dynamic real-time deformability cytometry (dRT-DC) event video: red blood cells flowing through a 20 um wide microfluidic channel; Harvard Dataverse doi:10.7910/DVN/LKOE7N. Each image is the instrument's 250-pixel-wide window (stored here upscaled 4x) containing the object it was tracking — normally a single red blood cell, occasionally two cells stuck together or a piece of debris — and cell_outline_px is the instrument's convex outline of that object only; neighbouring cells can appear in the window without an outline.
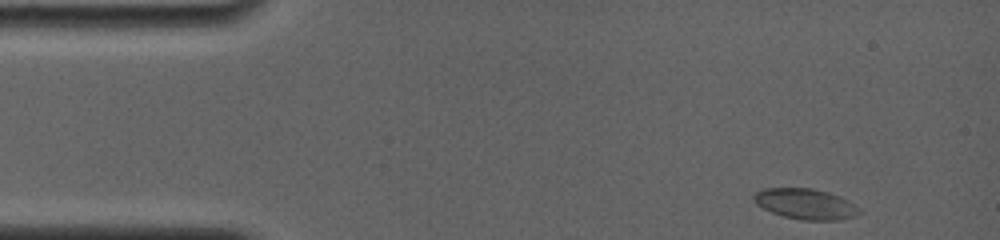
{"species": "common noctule bat (a hibernating species)", "species_latin": "Nyctalus noctula", "temperature_condition": "room temperature", "stored_images_in_passage": 32, "camera_frame_rate_fps": 4000, "um_per_image_px": 0.085, "animal": {"sex": "female", "body_mass_g": 19.0, "forearm_length_mm": 56.7}, "frame": {"image": 1, "passage_image": 1, "time_ms": 0.0, "image_size_px": [1000, 240], "cell_outline_px": [[864, 212], [856, 216], [844, 220], [804, 220], [784, 216], [772, 212], [756, 204], [752, 200], [752, 196], [756, 192], [764, 188], [812, 188], [828, 192], [840, 196], [848, 200], [860, 208]], "centroid_in_image_um": [68.52, 17.34], "position_along_channel_um": 16.5, "area_um2": 19.02}}
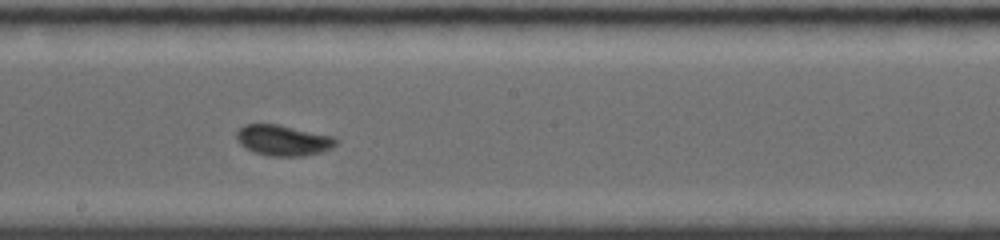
{"frame": {"image": 2, "passage_image": 19, "time_ms": 7.75, "image_size_px": [1000, 240], "cell_outline_px": [[340, 140], [332, 148], [320, 152], [304, 156], [268, 156], [244, 148], [236, 140], [236, 132], [244, 124], [276, 124], [336, 136]], "centroid_in_image_um": [24.09, 11.92], "position_along_channel_um": 224.1, "area_um2": 17.98}}
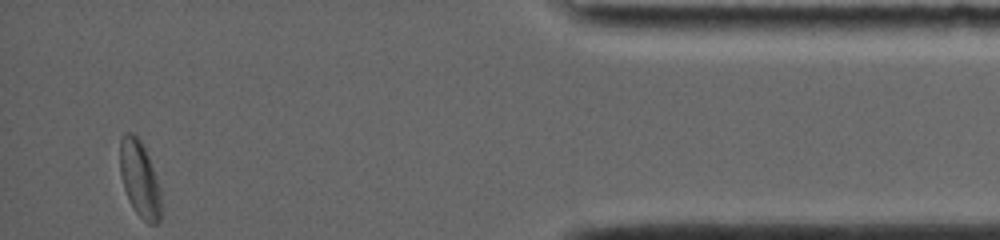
{"frame": {"image": 3, "passage_image": 32, "time_ms": 14.25, "image_size_px": [1000, 240], "cell_outline_px": [[160, 220], [156, 224], [148, 224], [136, 212], [124, 188], [120, 172], [120, 140], [128, 132], [136, 136], [140, 140], [144, 148], [160, 188]], "centroid_in_image_um": [11.87, 15.24], "position_along_channel_um": 423.3, "area_um2": 17.63}, "authors_computed_cell_mechanics": {"area_um2": 17.5712, "velocity_mm_per_s": 3.7691, "shape_relaxation_time_tau1_ms": 2.2374, "shape_relaxation_time_tau2_ms": null, "deformation_change_tau1": 0.1021, "deformation_change_tau2": null}}